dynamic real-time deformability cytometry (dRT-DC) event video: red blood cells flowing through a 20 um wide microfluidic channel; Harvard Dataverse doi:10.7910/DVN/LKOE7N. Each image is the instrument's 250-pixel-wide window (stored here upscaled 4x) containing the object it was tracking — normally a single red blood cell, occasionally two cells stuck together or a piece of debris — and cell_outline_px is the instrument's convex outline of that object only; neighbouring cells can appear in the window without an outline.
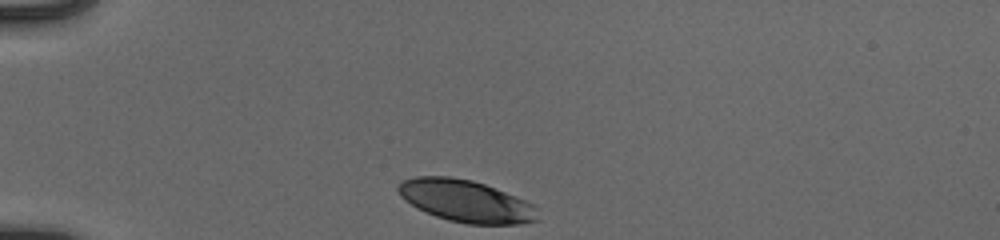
{"species": "human", "species_latin": "Homo sapiens", "temperature_condition": "cold", "stored_images_in_passage": 32, "camera_frame_rate_fps": 3000, "um_per_image_px": 0.085, "donor": {"sex": "male"}, "frame": {"image": 1, "passage_image": 1, "time_ms": 0.0, "image_size_px": [1000, 240], "cell_outline_px": [[540, 220], [520, 224], [468, 224], [448, 220], [436, 216], [416, 208], [404, 200], [400, 196], [396, 188], [404, 180], [416, 176], [452, 176], [472, 180], [484, 184], [524, 200], [532, 204], [536, 208]], "centroid_in_image_um": [39.58, 17.09], "position_along_channel_um": 45.4, "area_um2": 34.16}}
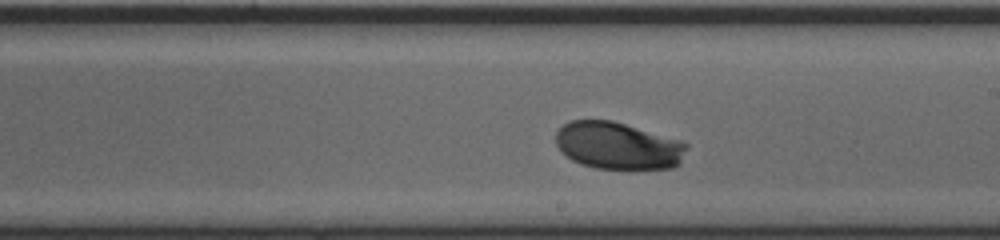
{"frame": {"image": 2, "passage_image": 19, "time_ms": 6.0, "image_size_px": [1000, 240], "cell_outline_px": [[688, 148], [680, 164], [672, 168], [636, 172], [596, 168], [580, 164], [572, 160], [560, 152], [556, 144], [556, 132], [564, 124], [572, 120], [612, 120], [680, 140], [688, 144]], "centroid_in_image_um": [52.57, 12.44], "position_along_channel_um": 236.4, "area_um2": 37.11}}
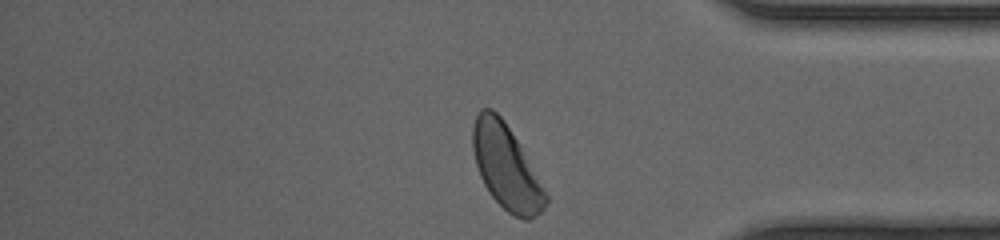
{"frame": {"image": 3, "passage_image": 32, "time_ms": 10.333, "image_size_px": [1000, 240], "cell_outline_px": [[548, 200], [544, 208], [536, 216], [528, 220], [524, 220], [508, 212], [488, 192], [480, 176], [476, 164], [472, 148], [472, 128], [476, 116], [480, 108], [492, 108], [504, 120], [516, 140], [548, 196]], "centroid_in_image_um": [42.99, 14.19], "position_along_channel_um": 392.2, "area_um2": 35.2}, "authors_computed_cell_mechanics": {"area_um2": 35.8071, "velocity_mm_per_s": 3.8664, "shape_relaxation_time_tau1_ms": 1.6034, "shape_relaxation_time_tau2_ms": null, "deformation_change_tau1": 0.1054, "deformation_change_tau2": null}}